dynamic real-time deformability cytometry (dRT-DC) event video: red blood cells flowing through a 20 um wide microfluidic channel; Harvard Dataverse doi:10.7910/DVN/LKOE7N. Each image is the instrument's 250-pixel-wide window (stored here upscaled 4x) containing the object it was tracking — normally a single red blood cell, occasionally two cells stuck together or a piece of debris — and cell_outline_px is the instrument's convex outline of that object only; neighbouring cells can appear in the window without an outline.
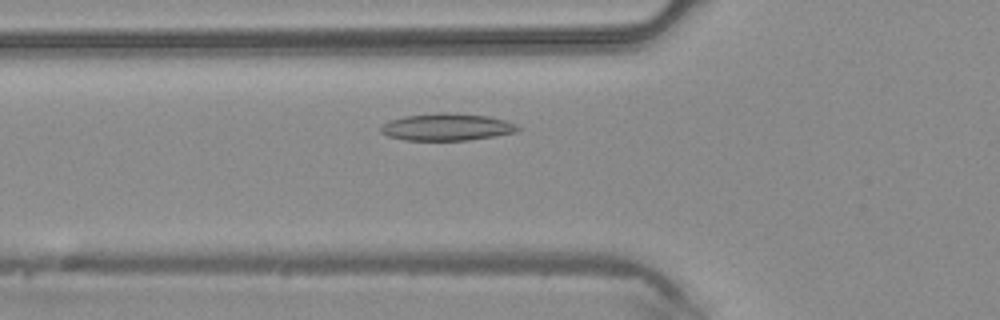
{"species": "common noctule bat (a hibernating species)", "species_latin": "Nyctalus noctula", "temperature_condition": "warm", "stored_images_in_passage": 41, "camera_frame_rate_fps": 3000, "um_per_image_px": 0.085, "animal": {"sex": "male", "body_mass_g": 20.4}, "frame": {"image": 1, "passage_image": 11, "time_ms": 3.333, "image_size_px": [1000, 320], "cell_outline_px": [[520, 128], [516, 132], [468, 140], [404, 140], [388, 136], [380, 132], [380, 128], [388, 120], [404, 116], [436, 112], [448, 112], [488, 116], [504, 120], [516, 124]], "centroid_in_image_um": [37.94, 10.79], "position_along_channel_um": 87.9, "area_um2": 21.68}}
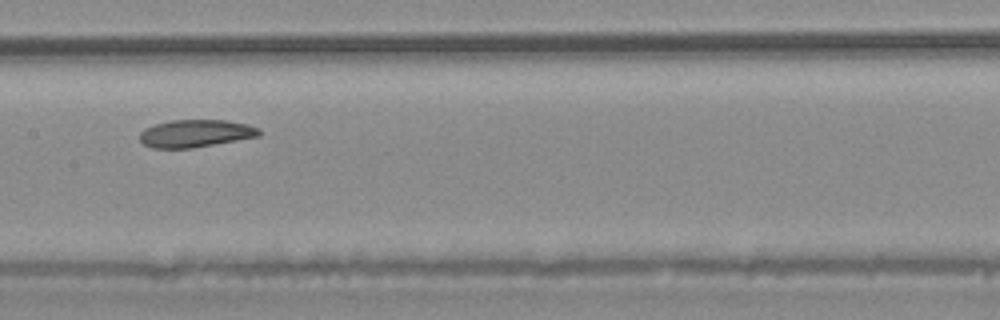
{"frame": {"image": 2, "passage_image": 18, "time_ms": 5.667, "image_size_px": [1000, 320], "cell_outline_px": [[260, 136], [192, 148], [152, 148], [144, 144], [140, 140], [140, 132], [144, 128], [168, 120], [228, 120], [248, 124], [260, 128]], "centroid_in_image_um": [16.63, 11.33], "position_along_channel_um": 190.8, "area_um2": 19.25}}
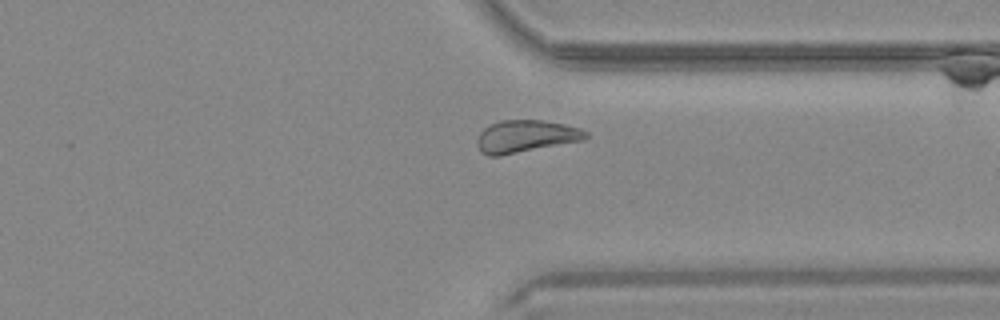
{"frame": {"image": 3, "passage_image": 30, "time_ms": 9.667, "image_size_px": [1000, 320], "cell_outline_px": [[588, 136], [584, 140], [500, 156], [488, 156], [480, 152], [476, 144], [476, 140], [480, 132], [484, 128], [500, 120], [544, 120], [564, 124], [580, 128], [588, 132]], "centroid_in_image_um": [44.67, 11.59], "position_along_channel_um": 366.7, "area_um2": 20.63}}